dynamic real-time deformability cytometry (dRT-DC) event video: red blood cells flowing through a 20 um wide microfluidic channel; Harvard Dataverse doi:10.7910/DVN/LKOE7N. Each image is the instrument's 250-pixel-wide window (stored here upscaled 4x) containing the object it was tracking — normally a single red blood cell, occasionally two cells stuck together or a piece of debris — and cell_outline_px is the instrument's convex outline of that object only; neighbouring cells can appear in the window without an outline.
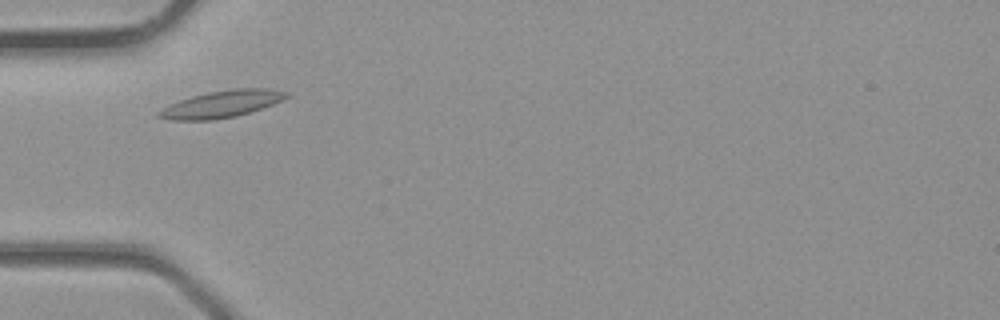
{"species": "common noctule bat (a hibernating species)", "species_latin": "Nyctalus noctula", "temperature_condition": "room temperature", "stored_images_in_passage": 2, "camera_frame_rate_fps": 3000, "um_per_image_px": 0.085, "animal": {"sex": "male", "body_mass_g": 23.1, "forearm_length_mm": 52.7}, "frame": {"image": 1, "passage_image": 2, "time_ms": 0.333, "image_size_px": [1000, 320], "cell_outline_px": [[288, 96], [272, 104], [236, 116], [212, 120], [172, 120], [156, 116], [156, 112], [160, 108], [168, 104], [192, 96], [208, 92], [232, 88], [268, 88], [288, 92]], "centroid_in_image_um": [18.77, 8.84], "position_along_channel_um": 66.2, "area_um2": 19.94}}